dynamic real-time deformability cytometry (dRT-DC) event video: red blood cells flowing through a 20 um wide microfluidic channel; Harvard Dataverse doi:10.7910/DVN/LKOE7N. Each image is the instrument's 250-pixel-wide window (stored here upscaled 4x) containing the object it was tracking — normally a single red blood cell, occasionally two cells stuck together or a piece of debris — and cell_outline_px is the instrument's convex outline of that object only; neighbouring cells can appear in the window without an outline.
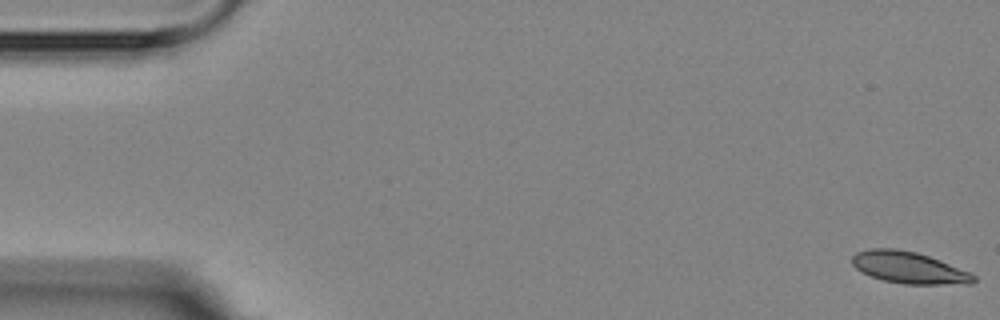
{"species": "Egyptian fruit bat (a non-hibernating species)", "species_latin": "Rousettus aegyptiacus", "temperature_condition": "room temperature", "stored_images_in_passage": 6, "camera_frame_rate_fps": 3000, "um_per_image_px": 0.085, "animal": {"sex": "female"}, "frame": {"image": 1, "passage_image": 1, "time_ms": 0.0, "image_size_px": [1000, 320], "cell_outline_px": [[976, 280], [972, 284], [904, 284], [884, 280], [872, 276], [856, 268], [852, 264], [852, 256], [856, 252], [868, 248], [896, 248], [916, 252], [940, 260], [968, 272], [976, 276]], "centroid_in_image_um": [77.25, 22.74], "position_along_channel_um": 7.8, "area_um2": 22.31}}
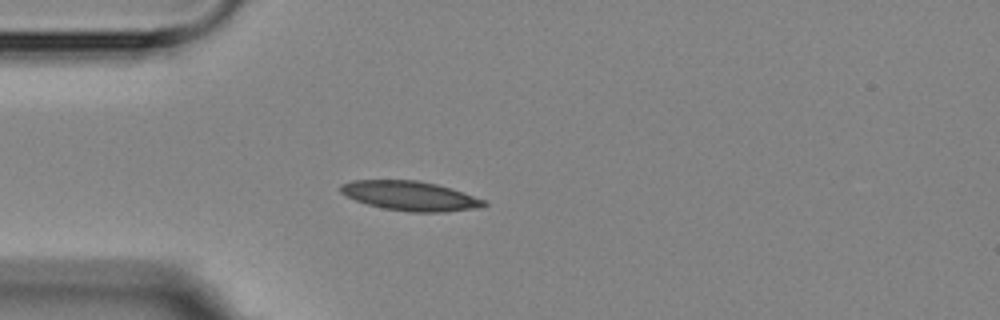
{"frame": {"image": 2, "passage_image": 5, "time_ms": 4.667, "image_size_px": [1000, 320], "cell_outline_px": [[488, 204], [472, 208], [444, 212], [412, 212], [384, 208], [368, 204], [356, 200], [340, 192], [340, 184], [352, 180], [420, 180], [436, 184], [484, 200]], "centroid_in_image_um": [34.79, 16.64], "position_along_channel_um": 50.2, "area_um2": 24.1}}